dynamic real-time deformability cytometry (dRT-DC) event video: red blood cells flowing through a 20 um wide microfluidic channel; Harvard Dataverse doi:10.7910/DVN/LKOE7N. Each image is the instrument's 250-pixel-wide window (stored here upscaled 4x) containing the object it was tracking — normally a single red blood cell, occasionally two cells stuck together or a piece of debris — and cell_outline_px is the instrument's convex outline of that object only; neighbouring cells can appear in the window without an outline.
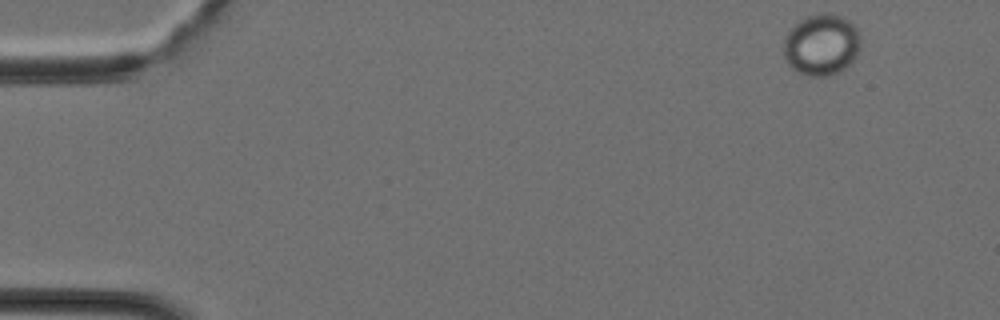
{"species": "Egyptian fruit bat (a non-hibernating species)", "species_latin": "Rousettus aegyptiacus", "temperature_condition": "cold", "stored_images_in_passage": 38, "camera_frame_rate_fps": 3000, "um_per_image_px": 0.085, "animal": {"sex": "female"}, "frame": {"image": 1, "passage_image": 1, "time_ms": 0.0, "image_size_px": [1000, 320], "cell_outline_px": [[860, 48], [856, 56], [840, 72], [828, 76], [808, 76], [792, 68], [784, 60], [784, 36], [804, 16], [820, 12], [832, 12], [856, 24], [860, 36]], "centroid_in_image_um": [69.83, 3.77], "position_along_channel_um": 15.2, "area_um2": 27.92}}
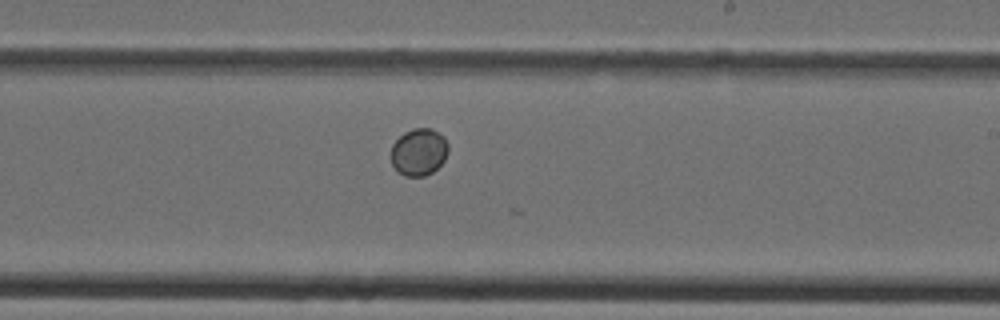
{"frame": {"image": 2, "passage_image": 22, "time_ms": 7.0, "image_size_px": [1000, 320], "cell_outline_px": [[448, 152], [444, 160], [432, 172], [424, 176], [404, 176], [396, 172], [392, 164], [392, 144], [404, 132], [412, 128], [432, 128], [444, 136], [448, 144]], "centroid_in_image_um": [35.6, 12.91], "position_along_channel_um": 253.4, "area_um2": 15.84}}
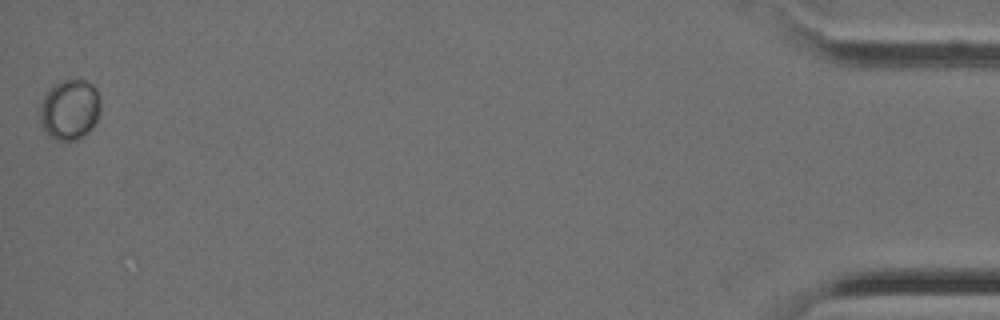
{"frame": {"image": 3, "passage_image": 38, "time_ms": 12.333, "image_size_px": [1000, 320], "cell_outline_px": [[100, 112], [92, 128], [88, 132], [76, 140], [56, 140], [48, 136], [44, 132], [40, 124], [40, 104], [44, 96], [52, 84], [60, 80], [84, 80], [92, 84], [96, 88], [100, 96]], "centroid_in_image_um": [5.91, 9.31], "position_along_channel_um": 429.3, "area_um2": 21.68}}